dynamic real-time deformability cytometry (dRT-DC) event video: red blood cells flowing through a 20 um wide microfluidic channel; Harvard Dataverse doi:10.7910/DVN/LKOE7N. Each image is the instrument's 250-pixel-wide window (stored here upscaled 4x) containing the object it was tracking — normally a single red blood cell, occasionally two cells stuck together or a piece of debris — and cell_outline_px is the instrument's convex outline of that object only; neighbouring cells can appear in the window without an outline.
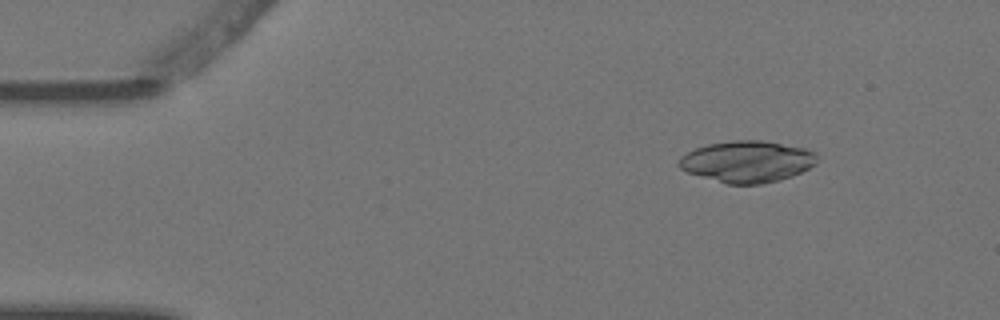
{"species": "Egyptian fruit bat (a non-hibernating species)", "species_latin": "Rousettus aegyptiacus", "temperature_condition": "warm", "stored_images_in_passage": 4, "segment_of_instrument_passage": [2, 2], "camera_frame_rate_fps": 3000, "um_per_image_px": 0.085, "animal": {"sex": "female"}, "frame": {"image": 1, "passage_image": 4, "time_ms": 1.0, "image_size_px": [1000, 320], "cell_outline_px": [[816, 164], [792, 176], [760, 184], [728, 184], [688, 172], [680, 168], [676, 164], [680, 156], [696, 148], [708, 144], [732, 140], [760, 140], [804, 148], [816, 152]], "centroid_in_image_um": [63.49, 13.72], "position_along_channel_um": 21.5, "area_um2": 33.12}}